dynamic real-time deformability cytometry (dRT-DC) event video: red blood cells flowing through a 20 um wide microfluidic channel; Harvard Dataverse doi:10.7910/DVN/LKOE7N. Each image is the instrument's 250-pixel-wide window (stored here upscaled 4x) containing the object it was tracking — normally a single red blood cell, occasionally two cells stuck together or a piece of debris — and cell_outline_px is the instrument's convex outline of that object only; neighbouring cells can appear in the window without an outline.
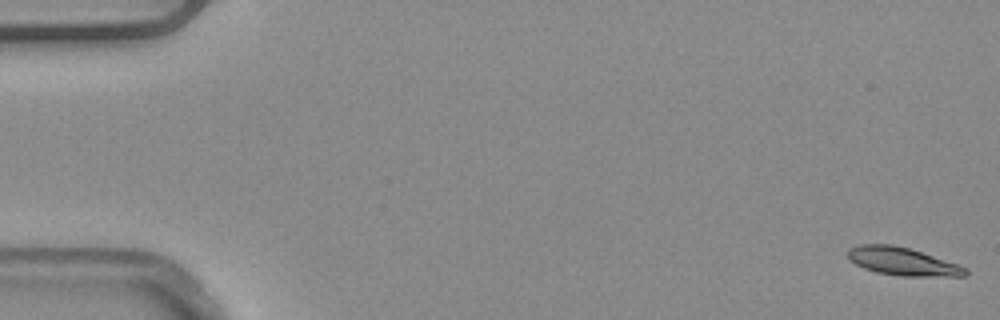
{"species": "common noctule bat (a hibernating species)", "species_latin": "Nyctalus noctula", "temperature_condition": "warm", "stored_images_in_passage": 6, "camera_frame_rate_fps": 3000, "um_per_image_px": 0.085, "animal": {"sex": "male", "body_mass_g": 20.4}, "frame": {"image": 1, "passage_image": 1, "time_ms": 0.0, "image_size_px": [1000, 320], "cell_outline_px": [[968, 276], [900, 276], [876, 272], [864, 268], [848, 260], [848, 248], [860, 244], [892, 244], [908, 248], [960, 264], [968, 268]], "centroid_in_image_um": [76.73, 22.22], "position_along_channel_um": 8.3, "area_um2": 19.31}}
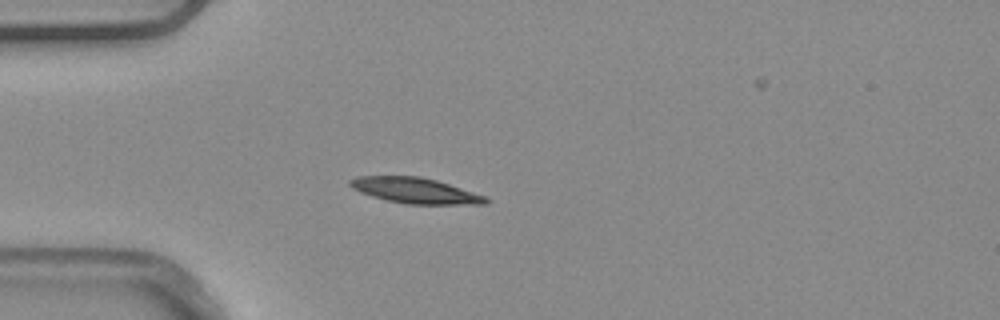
{"frame": {"image": 2, "passage_image": 5, "time_ms": 1.333, "image_size_px": [1000, 320], "cell_outline_px": [[492, 200], [488, 204], [408, 204], [384, 200], [360, 192], [352, 188], [348, 184], [348, 180], [356, 176], [420, 176], [436, 180], [488, 196]], "centroid_in_image_um": [35.32, 16.2], "position_along_channel_um": 49.7, "area_um2": 20.52}}